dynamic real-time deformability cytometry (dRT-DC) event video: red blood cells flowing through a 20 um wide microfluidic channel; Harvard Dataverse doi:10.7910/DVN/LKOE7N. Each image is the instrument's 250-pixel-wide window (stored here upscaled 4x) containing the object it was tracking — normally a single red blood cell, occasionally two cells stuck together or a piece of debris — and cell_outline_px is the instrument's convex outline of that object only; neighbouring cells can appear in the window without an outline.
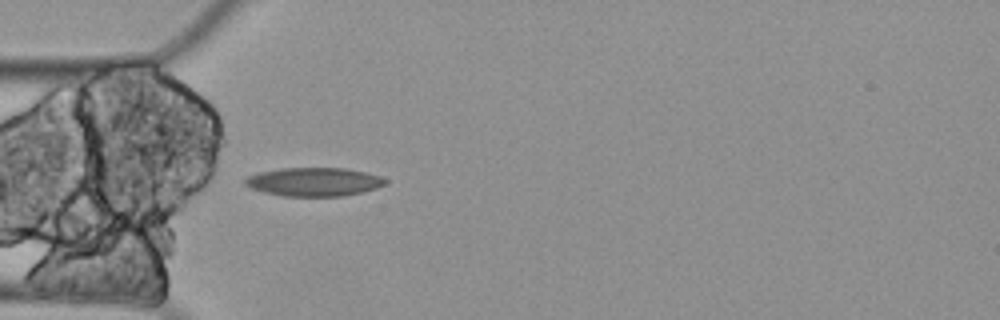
{"species": "Egyptian fruit bat (a non-hibernating species)", "species_latin": "Rousettus aegyptiacus", "temperature_condition": "cold", "stored_images_in_passage": 5, "camera_frame_rate_fps": 3000, "um_per_image_px": 0.085, "animal": {"sex": "female"}, "frame": {"image": 1, "passage_image": 5, "time_ms": 1.333, "image_size_px": [1000, 320], "cell_outline_px": [[388, 180], [384, 184], [376, 188], [344, 196], [284, 196], [264, 192], [252, 188], [244, 184], [244, 176], [256, 172], [280, 168], [344, 168], [364, 172], [380, 176]], "centroid_in_image_um": [26.62, 15.45], "position_along_channel_um": 58.4, "area_um2": 23.41}}